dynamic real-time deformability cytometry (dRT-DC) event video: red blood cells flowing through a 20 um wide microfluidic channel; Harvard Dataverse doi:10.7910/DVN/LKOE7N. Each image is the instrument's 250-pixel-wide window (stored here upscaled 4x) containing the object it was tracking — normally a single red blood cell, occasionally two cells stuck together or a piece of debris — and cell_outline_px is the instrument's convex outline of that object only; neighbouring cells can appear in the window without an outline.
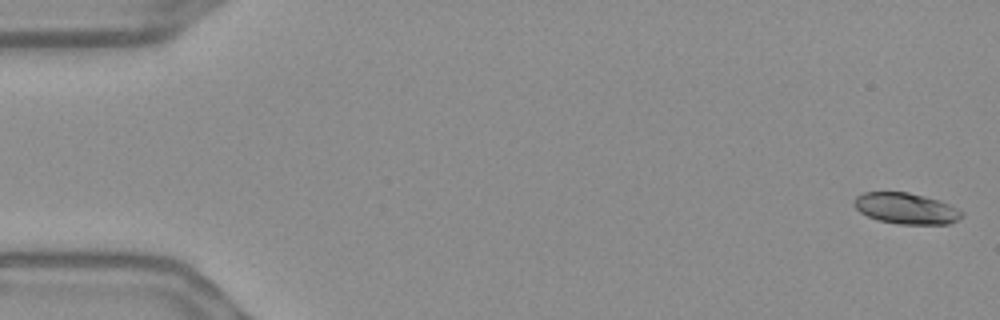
{"species": "Egyptian fruit bat (a non-hibernating species)", "species_latin": "Rousettus aegyptiacus", "temperature_condition": "warm", "stored_images_in_passage": 55, "camera_frame_rate_fps": 3000, "um_per_image_px": 0.085, "frame": {"image": 1, "passage_image": 1, "time_ms": 0.0, "image_size_px": [1000, 320], "cell_outline_px": [[964, 216], [948, 224], [900, 224], [880, 220], [868, 216], [860, 212], [852, 204], [852, 200], [856, 196], [864, 192], [908, 192], [940, 200], [964, 212]], "centroid_in_image_um": [77.0, 17.71], "position_along_channel_um": 8.0, "area_um2": 19.48}}
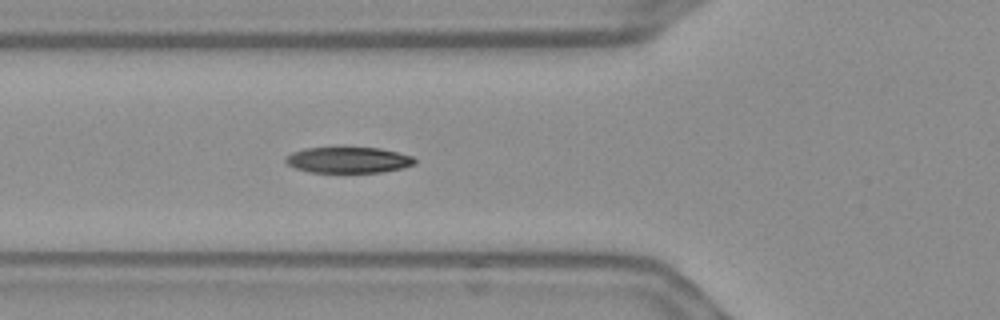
{"frame": {"image": 2, "passage_image": 20, "time_ms": 6.333, "image_size_px": [1000, 320], "cell_outline_px": [[416, 164], [400, 168], [380, 172], [308, 172], [296, 168], [288, 164], [284, 160], [284, 156], [292, 152], [304, 148], [340, 144], [380, 148], [412, 156], [416, 160]], "centroid_in_image_um": [29.54, 13.54], "position_along_channel_um": 96.3, "area_um2": 20.46}}
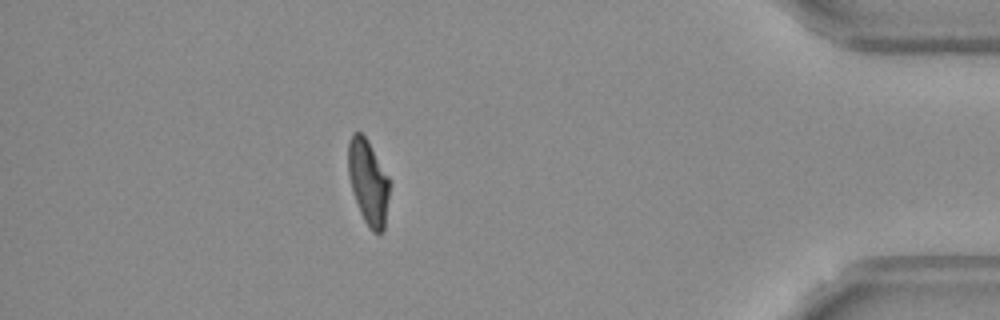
{"frame": {"image": 3, "passage_image": 49, "time_ms": 16.0, "image_size_px": [1000, 320], "cell_outline_px": [[388, 196], [384, 232], [372, 232], [368, 228], [360, 212], [352, 192], [348, 176], [348, 140], [352, 132], [360, 132], [368, 140], [388, 176]], "centroid_in_image_um": [31.27, 15.47], "position_along_channel_um": 403.9, "area_um2": 20.4}, "authors_computed_cell_mechanics": {"area_um2": 20.519, "velocity_mm_per_s": 3.6579, "shape_relaxation_time_tau1_ms": 3.6817, "shape_relaxation_time_tau2_ms": 1.8834, "deformation_change_tau1": 0.1704, "deformation_change_tau2": 0.0781}}